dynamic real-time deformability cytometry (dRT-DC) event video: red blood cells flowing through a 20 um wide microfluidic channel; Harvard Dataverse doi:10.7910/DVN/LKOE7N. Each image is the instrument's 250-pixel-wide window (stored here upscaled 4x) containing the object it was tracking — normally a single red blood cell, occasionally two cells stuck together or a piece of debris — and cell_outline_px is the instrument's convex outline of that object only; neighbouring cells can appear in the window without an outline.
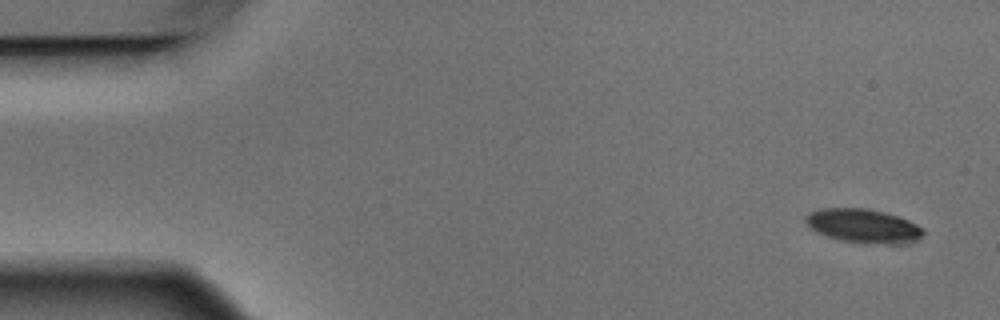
{"species": "Egyptian fruit bat (a non-hibernating species)", "species_latin": "Rousettus aegyptiacus", "temperature_condition": "warm", "stored_images_in_passage": 10, "camera_frame_rate_fps": 3000, "um_per_image_px": 0.085, "animal": {"sex": "male"}, "frame": {"image": 1, "passage_image": 1, "time_ms": 0.0, "image_size_px": [1000, 320], "cell_outline_px": [[924, 236], [916, 240], [904, 244], [888, 244], [840, 240], [816, 232], [804, 220], [812, 212], [820, 208], [868, 208], [900, 216], [924, 228]], "centroid_in_image_um": [73.45, 19.2], "position_along_channel_um": 11.5, "area_um2": 23.12}}
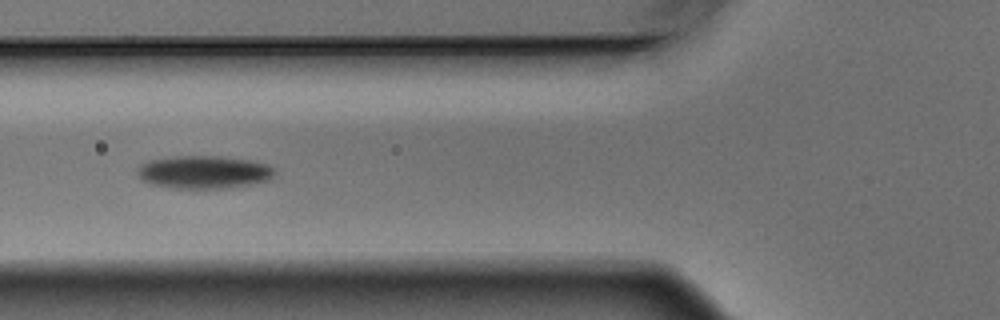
{"frame": {"image": 2, "passage_image": 6, "time_ms": 1.667, "image_size_px": [1000, 320], "cell_outline_px": [[276, 172], [268, 180], [252, 184], [228, 188], [168, 188], [148, 184], [140, 180], [136, 176], [136, 172], [140, 164], [152, 160], [176, 156], [220, 156], [252, 160], [268, 164], [276, 168]], "centroid_in_image_um": [17.31, 14.63], "position_along_channel_um": 108.5, "area_um2": 26.76}}
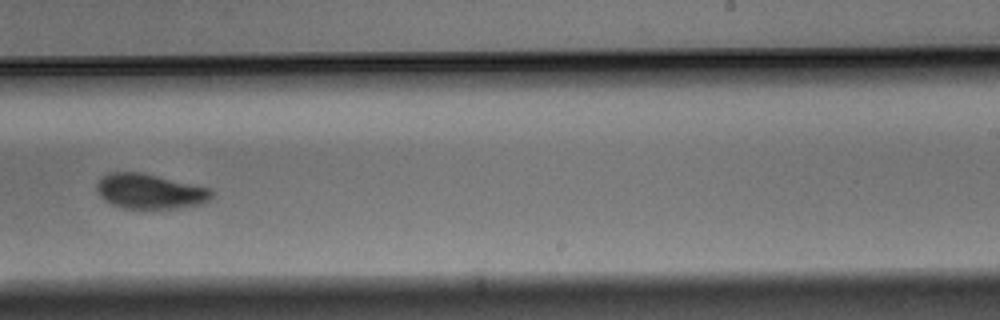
{"frame": {"image": 3, "passage_image": 10, "time_ms": 3.0, "image_size_px": [1000, 320], "cell_outline_px": [[212, 196], [208, 200], [200, 204], [176, 208], [120, 208], [104, 200], [96, 192], [96, 184], [100, 176], [108, 172], [140, 172], [212, 188]], "centroid_in_image_um": [12.69, 16.25], "position_along_channel_um": 276.3, "area_um2": 23.52}}